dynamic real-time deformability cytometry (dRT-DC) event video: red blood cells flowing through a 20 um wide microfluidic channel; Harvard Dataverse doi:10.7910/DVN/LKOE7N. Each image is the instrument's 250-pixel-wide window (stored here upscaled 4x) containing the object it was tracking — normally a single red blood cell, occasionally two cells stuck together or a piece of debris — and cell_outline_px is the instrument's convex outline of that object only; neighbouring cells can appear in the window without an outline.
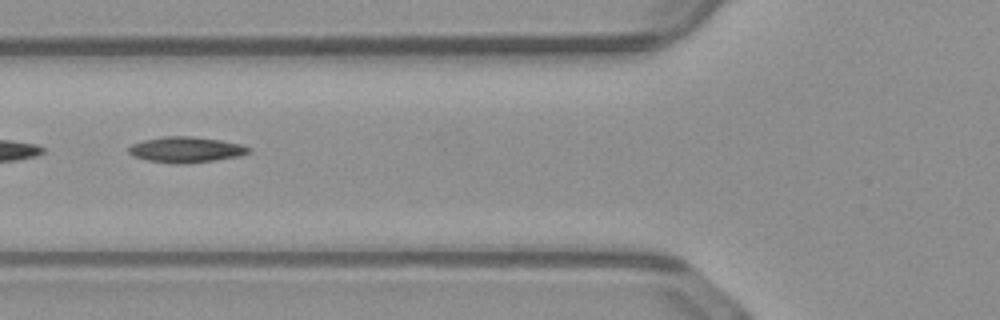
{"species": "common noctule bat (a hibernating species)", "species_latin": "Nyctalus noctula", "temperature_condition": "warm", "stored_images_in_passage": 8, "camera_frame_rate_fps": 3000, "um_per_image_px": 0.085, "animal": {"sex": "male", "body_mass_g": 23.1, "forearm_length_mm": 52.7}, "frame": {"image": 1, "passage_image": 2, "time_ms": 0.333, "image_size_px": [1000, 320], "cell_outline_px": [[252, 148], [248, 152], [240, 156], [216, 160], [184, 164], [172, 164], [148, 160], [132, 156], [128, 152], [128, 148], [132, 144], [144, 140], [164, 136], [192, 136], [220, 140], [240, 144]], "centroid_in_image_um": [15.79, 12.72], "position_along_channel_um": 110.0, "area_um2": 18.03}}